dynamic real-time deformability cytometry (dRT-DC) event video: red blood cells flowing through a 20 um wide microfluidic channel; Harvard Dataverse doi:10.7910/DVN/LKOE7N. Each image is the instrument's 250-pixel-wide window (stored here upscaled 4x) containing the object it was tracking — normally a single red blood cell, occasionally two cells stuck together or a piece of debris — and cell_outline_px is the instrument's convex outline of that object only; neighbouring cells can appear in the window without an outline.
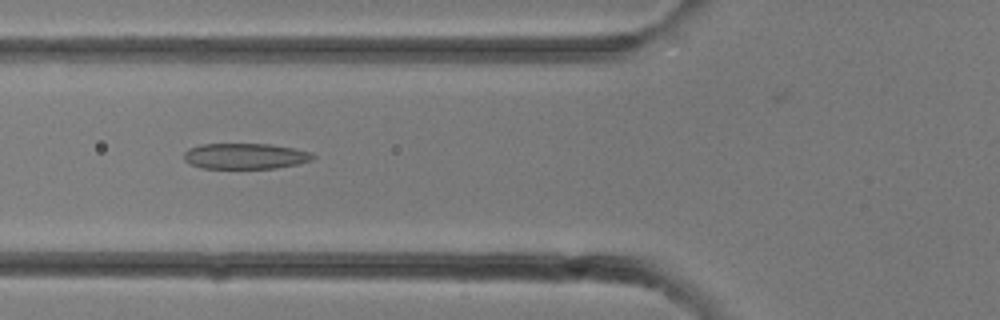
{"species": "common noctule bat (a hibernating species)", "species_latin": "Nyctalus noctula", "temperature_condition": "room temperature", "stored_images_in_passage": 31, "camera_frame_rate_fps": 3000, "um_per_image_px": 0.085, "animal": {"sex": "female"}, "frame": {"image": 1, "passage_image": 11, "time_ms": 3.333, "image_size_px": [1000, 320], "cell_outline_px": [[316, 156], [312, 160], [296, 164], [276, 168], [200, 168], [184, 160], [184, 152], [188, 148], [200, 144], [268, 144], [292, 148], [312, 152]], "centroid_in_image_um": [20.83, 13.27], "position_along_channel_um": 105.0, "area_um2": 19.31}}
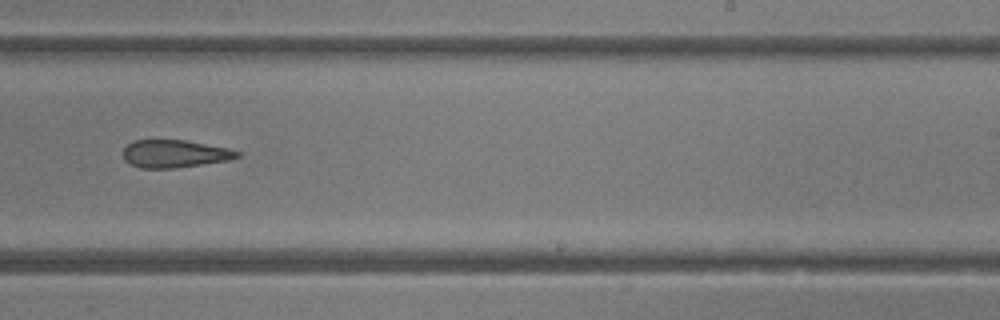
{"frame": {"image": 2, "passage_image": 19, "time_ms": 6.0, "image_size_px": [1000, 320], "cell_outline_px": [[240, 156], [228, 160], [176, 168], [140, 168], [128, 164], [124, 160], [124, 148], [132, 140], [188, 140], [228, 148], [240, 152]], "centroid_in_image_um": [14.82, 13.07], "position_along_channel_um": 274.2, "area_um2": 18.5}}
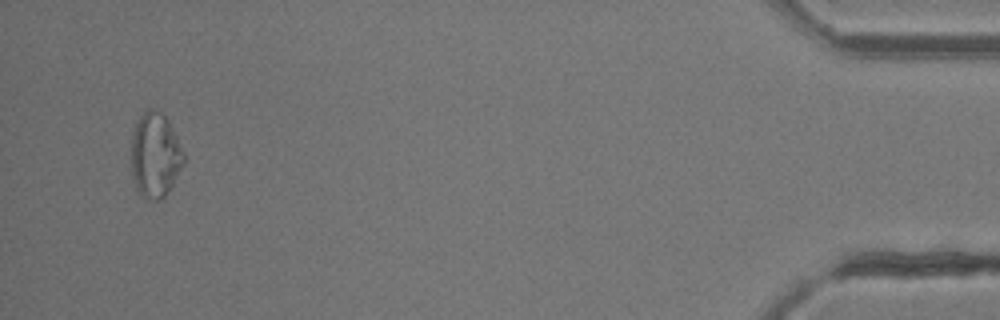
{"frame": {"image": 3, "passage_image": 30, "time_ms": 9.667, "image_size_px": [1000, 320], "cell_outline_px": [[184, 164], [168, 192], [160, 200], [152, 200], [144, 196], [136, 188], [132, 176], [132, 136], [136, 120], [148, 108], [152, 108], [160, 112], [168, 120], [184, 152]], "centroid_in_image_um": [13.19, 13.18], "position_along_channel_um": 422.0, "area_um2": 25.78}}